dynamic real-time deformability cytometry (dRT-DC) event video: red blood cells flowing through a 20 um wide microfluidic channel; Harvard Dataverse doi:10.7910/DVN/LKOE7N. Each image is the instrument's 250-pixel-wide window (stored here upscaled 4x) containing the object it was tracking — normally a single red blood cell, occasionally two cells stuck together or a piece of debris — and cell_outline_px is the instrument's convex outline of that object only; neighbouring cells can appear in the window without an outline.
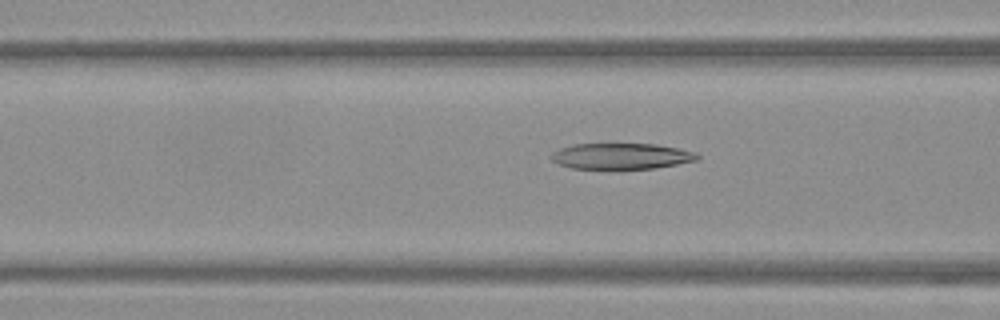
{"species": "Egyptian fruit bat (a non-hibernating species)", "species_latin": "Rousettus aegyptiacus", "temperature_condition": "warm", "stored_images_in_passage": 53, "camera_frame_rate_fps": 3000, "um_per_image_px": 0.085, "frame": {"image": 1, "passage_image": 21, "time_ms": 6.667, "image_size_px": [1000, 320], "cell_outline_px": [[700, 156], [696, 160], [656, 168], [572, 168], [560, 164], [552, 160], [548, 156], [552, 152], [560, 148], [572, 144], [656, 144], [696, 152]], "centroid_in_image_um": [52.78, 13.26], "position_along_channel_um": 113.8, "area_um2": 21.85}}
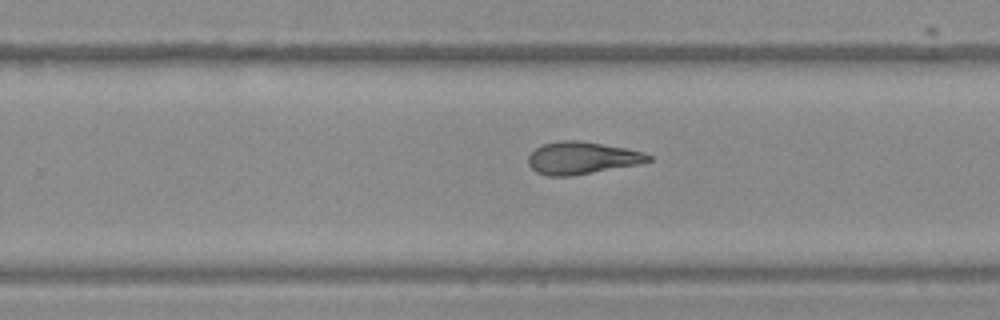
{"frame": {"image": 2, "passage_image": 34, "time_ms": 11.0, "image_size_px": [1000, 320], "cell_outline_px": [[652, 160], [640, 164], [572, 176], [548, 176], [536, 172], [528, 164], [528, 156], [536, 148], [544, 144], [560, 140], [580, 140], [624, 148], [644, 152], [652, 156]], "centroid_in_image_um": [49.47, 13.43], "position_along_channel_um": 280.3, "area_um2": 22.66}}
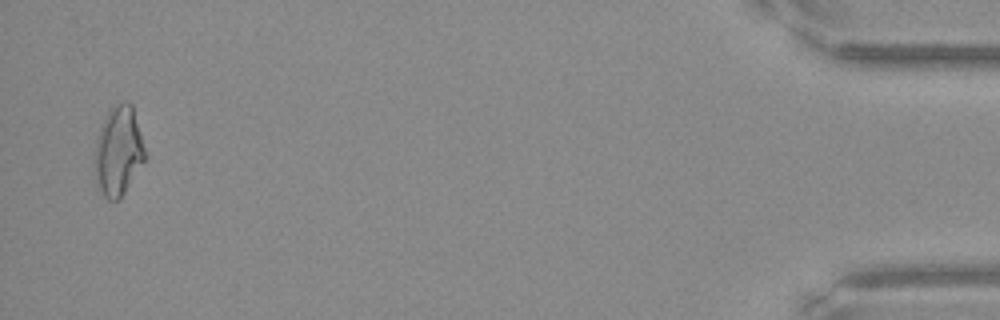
{"frame": {"image": 3, "passage_image": 52, "time_ms": 17.0, "image_size_px": [1000, 320], "cell_outline_px": [[148, 156], [124, 192], [116, 200], [108, 200], [104, 196], [100, 188], [92, 164], [92, 160], [96, 140], [100, 124], [108, 108], [116, 104], [132, 104]], "centroid_in_image_um": [10.05, 12.81], "position_along_channel_um": 425.2, "area_um2": 26.47}, "authors_computed_cell_mechanics": {"area_um2": 23.6402, "velocity_mm_per_s": 3.8363, "shape_relaxation_time_tau1_ms": 10.2383, "shape_relaxation_time_tau2_ms": 5.077, "deformation_change_tau1": 0.2725, "deformation_change_tau2": 0.1511}}